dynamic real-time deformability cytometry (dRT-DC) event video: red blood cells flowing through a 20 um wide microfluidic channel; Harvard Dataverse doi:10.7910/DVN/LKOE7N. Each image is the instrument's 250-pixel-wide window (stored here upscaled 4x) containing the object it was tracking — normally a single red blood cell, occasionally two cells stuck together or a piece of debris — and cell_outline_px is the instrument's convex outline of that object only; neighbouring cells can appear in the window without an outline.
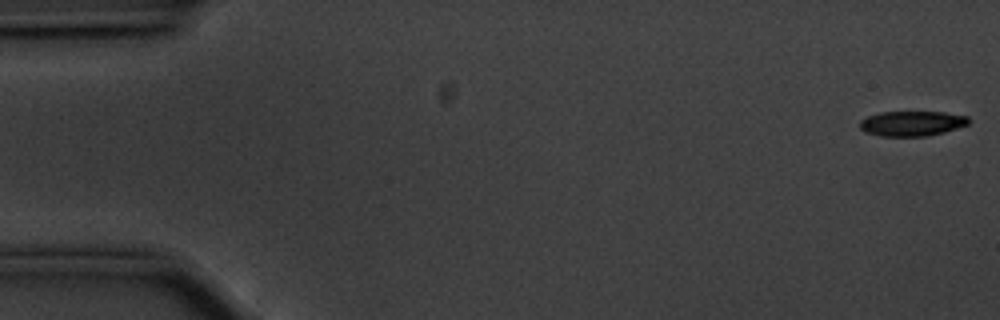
{"species": "common noctule bat (a hibernating species)", "species_latin": "Nyctalus noctula", "temperature_condition": "cold", "stored_images_in_passage": 56, "camera_frame_rate_fps": 3000, "um_per_image_px": 0.085, "animal": {"sex": "male", "body_mass_g": 20.1, "forearm_length_mm": 53.5}, "frame": {"image": 1, "passage_image": 1, "time_ms": 0.0, "image_size_px": [1000, 320], "cell_outline_px": [[968, 124], [944, 132], [928, 136], [880, 136], [864, 132], [860, 128], [860, 120], [868, 116], [880, 112], [944, 112], [968, 116]], "centroid_in_image_um": [77.48, 10.49], "position_along_channel_um": 7.5, "area_um2": 15.84}}
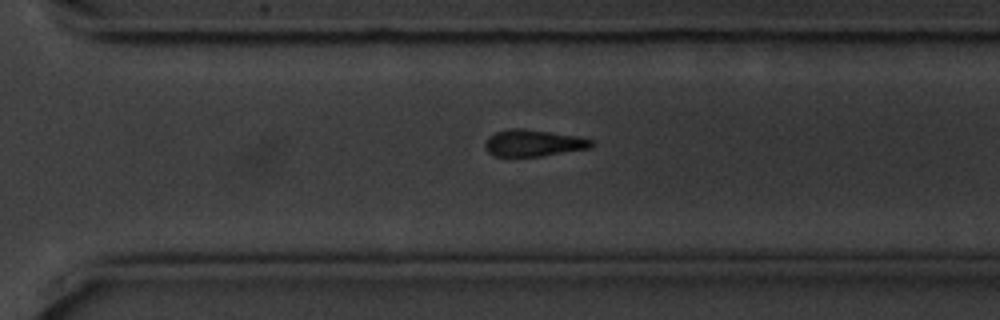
{"frame": {"image": 2, "passage_image": 39, "time_ms": 12.667, "image_size_px": [1000, 320], "cell_outline_px": [[592, 144], [588, 148], [540, 156], [496, 156], [488, 152], [484, 148], [484, 144], [488, 136], [496, 132], [512, 128], [520, 128], [580, 136], [592, 140]], "centroid_in_image_um": [45.29, 12.15], "position_along_channel_um": 325.3, "area_um2": 16.36}}
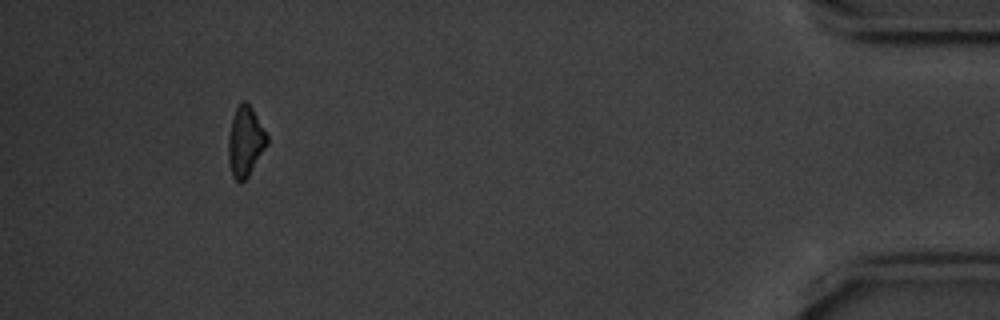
{"frame": {"image": 3, "passage_image": 52, "time_ms": 17.0, "image_size_px": [1000, 320], "cell_outline_px": [[268, 144], [248, 176], [244, 180], [236, 180], [232, 176], [228, 160], [228, 136], [232, 120], [236, 108], [240, 100], [248, 100], [268, 136]], "centroid_in_image_um": [20.85, 11.98], "position_along_channel_um": 414.3, "area_um2": 15.84}, "authors_computed_cell_mechanics": {"area_um2": 16.9932, "velocity_mm_per_s": 3.5609, "shape_relaxation_time_tau1_ms": 2.2096, "shape_relaxation_time_tau2_ms": null, "deformation_change_tau1": 0.1294, "deformation_change_tau2": null}}